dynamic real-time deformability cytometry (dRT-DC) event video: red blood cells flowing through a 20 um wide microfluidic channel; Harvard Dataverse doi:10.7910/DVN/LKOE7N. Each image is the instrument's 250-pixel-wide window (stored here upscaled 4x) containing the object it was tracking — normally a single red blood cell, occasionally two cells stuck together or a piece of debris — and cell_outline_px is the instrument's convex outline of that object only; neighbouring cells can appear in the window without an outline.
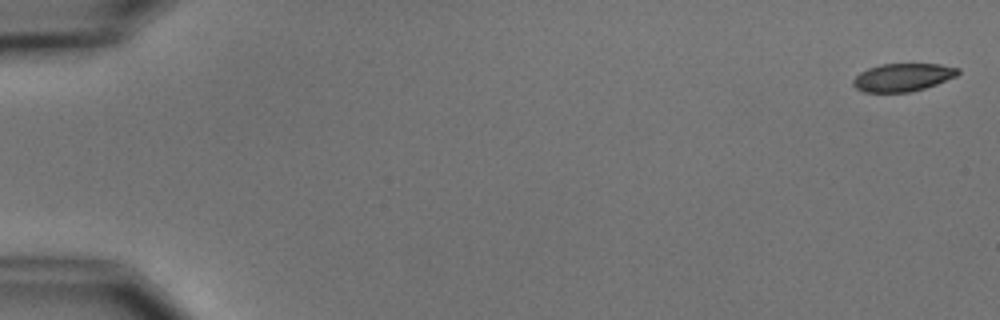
{"species": "common noctule bat (a hibernating species)", "species_latin": "Nyctalus noctula", "temperature_condition": "cold", "stored_images_in_passage": 6, "camera_frame_rate_fps": 3000, "um_per_image_px": 0.085, "animal": {"sex": "male", "body_mass_g": 15.6}, "frame": {"image": 1, "passage_image": 1, "time_ms": 0.0, "image_size_px": [1000, 320], "cell_outline_px": [[960, 72], [956, 76], [936, 84], [912, 92], [864, 92], [856, 88], [852, 84], [852, 80], [860, 72], [868, 68], [880, 64], [940, 64], [960, 68]], "centroid_in_image_um": [76.73, 6.57], "position_along_channel_um": 8.3, "area_um2": 17.11}}
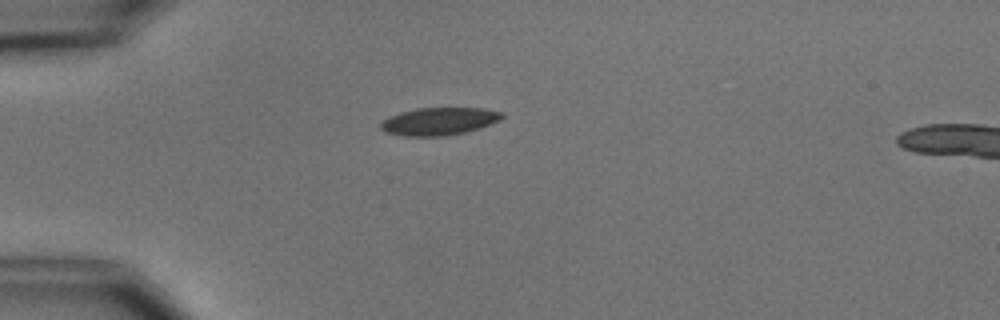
{"frame": {"image": 2, "passage_image": 5, "time_ms": 4.667, "image_size_px": [1000, 320], "cell_outline_px": [[504, 116], [500, 120], [480, 128], [464, 132], [444, 136], [404, 136], [384, 132], [380, 128], [380, 124], [388, 116], [400, 112], [416, 108], [484, 108], [500, 112]], "centroid_in_image_um": [37.29, 10.31], "position_along_channel_um": 47.7, "area_um2": 19.54}}